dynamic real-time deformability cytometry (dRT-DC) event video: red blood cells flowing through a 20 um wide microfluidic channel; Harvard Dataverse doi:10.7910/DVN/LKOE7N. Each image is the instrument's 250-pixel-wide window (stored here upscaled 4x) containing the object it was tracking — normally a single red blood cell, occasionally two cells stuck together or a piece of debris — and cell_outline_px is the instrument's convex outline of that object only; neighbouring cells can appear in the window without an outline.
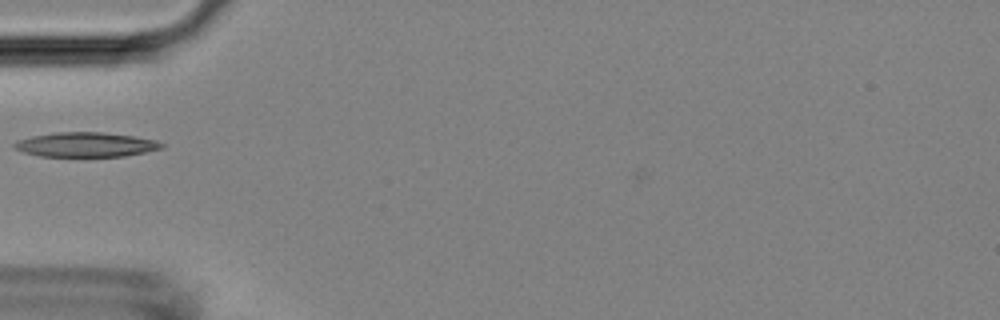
{"species": "Egyptian fruit bat (a non-hibernating species)", "species_latin": "Rousettus aegyptiacus", "temperature_condition": "room temperature", "stored_images_in_passage": 6, "camera_frame_rate_fps": 3000, "um_per_image_px": 0.085, "animal": {"sex": "female"}, "frame": {"image": 1, "passage_image": 5, "time_ms": 4.667, "image_size_px": [1000, 320], "cell_outline_px": [[164, 148], [124, 156], [40, 156], [24, 152], [16, 148], [12, 144], [16, 140], [32, 136], [56, 132], [104, 132], [132, 136], [156, 140], [164, 144]], "centroid_in_image_um": [7.29, 12.28], "position_along_channel_um": 77.7, "area_um2": 20.98}}